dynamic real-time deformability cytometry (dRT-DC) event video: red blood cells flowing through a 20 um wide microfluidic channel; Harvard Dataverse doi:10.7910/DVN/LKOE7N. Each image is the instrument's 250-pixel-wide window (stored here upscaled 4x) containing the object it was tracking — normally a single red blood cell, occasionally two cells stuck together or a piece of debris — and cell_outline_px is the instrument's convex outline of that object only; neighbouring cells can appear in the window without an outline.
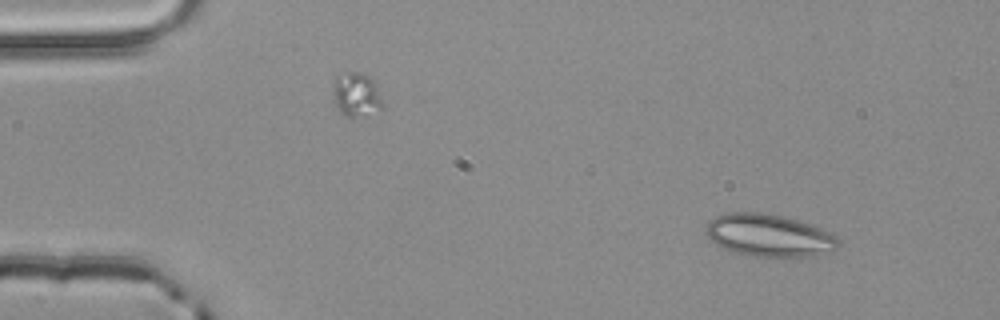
{"species": "common noctule bat (a hibernating species)", "species_latin": "Nyctalus noctula", "temperature_condition": "room temperature", "stored_images_in_passage": 4, "camera_frame_rate_fps": 3000, "um_per_image_px": 0.085, "animal": {"sex": "male", "body_mass_g": 20.4}, "frame": {"image": 1, "passage_image": 1, "time_ms": 0.0, "image_size_px": [1000, 320], "cell_outline_px": [[840, 244], [832, 252], [816, 256], [752, 256], [732, 252], [716, 244], [704, 232], [704, 228], [708, 220], [724, 212], [764, 212], [784, 216], [820, 228], [836, 236], [840, 240]], "centroid_in_image_um": [65.34, 20.0], "position_along_channel_um": 19.7, "area_um2": 33.0}}
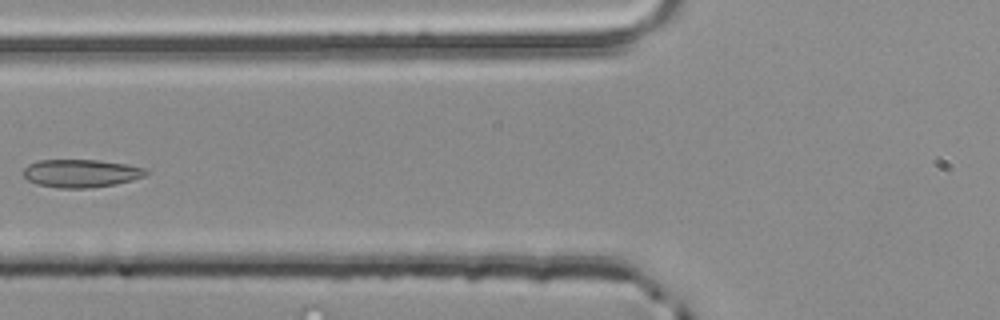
{"frame": {"image": 2, "passage_image": 4, "time_ms": 1.0, "image_size_px": [1000, 320], "cell_outline_px": [[148, 172], [144, 176], [132, 180], [116, 184], [88, 188], [56, 188], [36, 184], [28, 180], [24, 176], [24, 168], [28, 164], [40, 160], [100, 160], [128, 164], [144, 168]], "centroid_in_image_um": [6.88, 14.73], "position_along_channel_um": 118.9, "area_um2": 20.06}}